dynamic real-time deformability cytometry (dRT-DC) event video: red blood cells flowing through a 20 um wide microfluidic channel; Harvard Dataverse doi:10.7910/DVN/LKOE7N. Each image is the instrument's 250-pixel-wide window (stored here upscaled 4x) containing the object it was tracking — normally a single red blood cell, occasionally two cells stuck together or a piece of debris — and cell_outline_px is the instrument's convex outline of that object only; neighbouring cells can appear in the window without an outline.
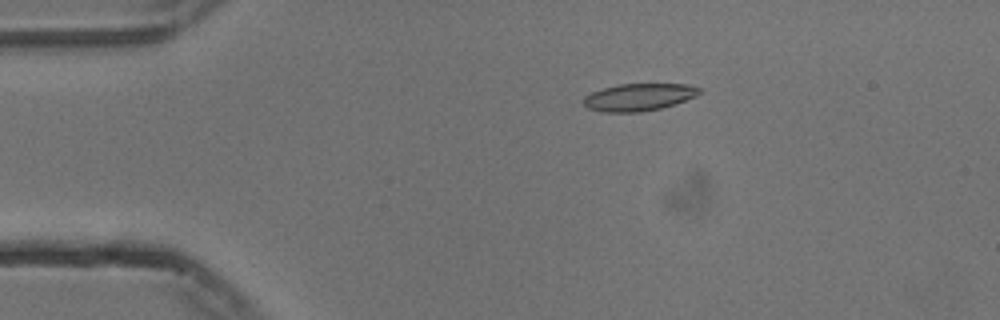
{"species": "common noctule bat (a hibernating species)", "species_latin": "Nyctalus noctula", "temperature_condition": "cold", "stored_images_in_passage": 55, "camera_frame_rate_fps": 3000, "um_per_image_px": 0.085, "animal": {"sex": "male", "body_mass_g": 13.3}, "frame": {"image": 1, "passage_image": 11, "time_ms": 3.333, "image_size_px": [1000, 320], "cell_outline_px": [[700, 92], [696, 96], [660, 108], [640, 112], [604, 112], [588, 108], [584, 104], [584, 96], [592, 92], [616, 84], [688, 84], [700, 88]], "centroid_in_image_um": [54.27, 8.25], "position_along_channel_um": 30.7, "area_um2": 18.21}}
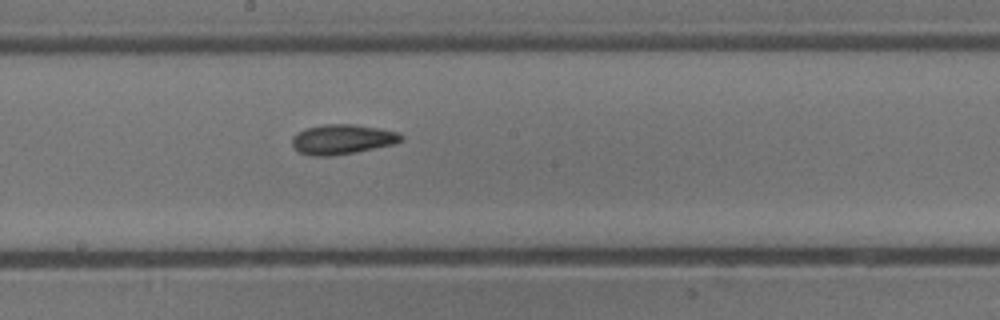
{"frame": {"image": 2, "passage_image": 30, "time_ms": 9.667, "image_size_px": [1000, 320], "cell_outline_px": [[404, 140], [396, 144], [356, 152], [332, 156], [312, 156], [300, 152], [292, 144], [292, 136], [296, 132], [308, 128], [324, 124], [356, 124], [400, 132], [404, 136]], "centroid_in_image_um": [29.15, 11.84], "position_along_channel_um": 219.1, "area_um2": 19.19}}
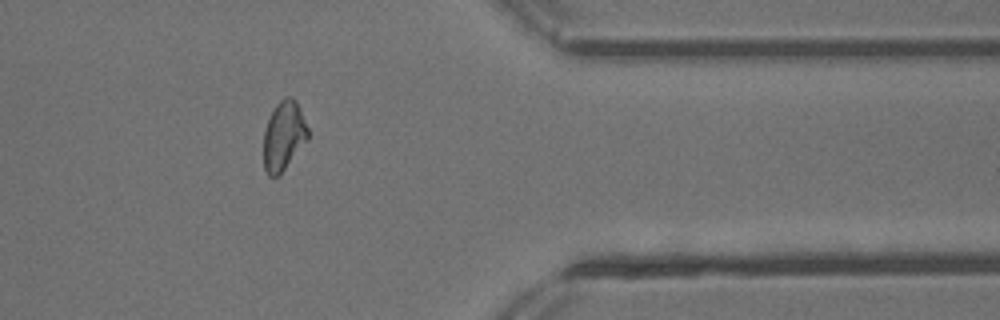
{"frame": {"image": 3, "passage_image": 45, "time_ms": 14.667, "image_size_px": [1000, 320], "cell_outline_px": [[308, 140], [284, 168], [276, 176], [268, 176], [264, 168], [264, 132], [268, 120], [276, 104], [284, 96], [292, 96], [296, 100], [300, 108], [308, 128]], "centroid_in_image_um": [24.12, 11.5], "position_along_channel_um": 387.3, "area_um2": 17.69}, "authors_computed_cell_mechanics": {"area_um2": 18.2648, "velocity_mm_per_s": 3.751, "shape_relaxation_time_tau1_ms": null, "shape_relaxation_time_tau2_ms": 2.7107, "deformation_change_tau1": null, "deformation_change_tau2": 0.0944}}